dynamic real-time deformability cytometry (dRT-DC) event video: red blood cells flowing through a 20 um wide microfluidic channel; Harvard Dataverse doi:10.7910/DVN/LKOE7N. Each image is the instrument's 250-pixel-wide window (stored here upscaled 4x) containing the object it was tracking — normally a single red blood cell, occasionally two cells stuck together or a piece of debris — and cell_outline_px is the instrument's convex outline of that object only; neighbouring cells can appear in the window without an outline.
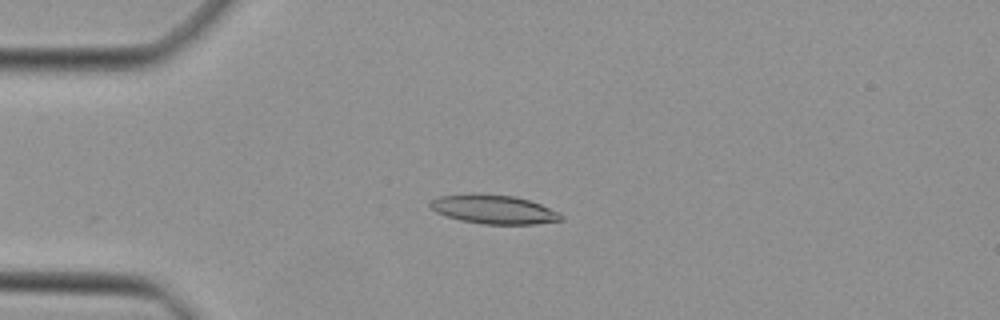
{"species": "Egyptian fruit bat (a non-hibernating species)", "species_latin": "Rousettus aegyptiacus", "temperature_condition": "cold", "stored_images_in_passage": 41, "camera_frame_rate_fps": 3000, "um_per_image_px": 0.085, "animal": {"sex": "female"}, "frame": {"image": 1, "passage_image": 11, "time_ms": 3.333, "image_size_px": [1000, 320], "cell_outline_px": [[564, 220], [536, 224], [480, 224], [460, 220], [436, 212], [428, 204], [432, 200], [440, 196], [472, 192], [476, 192], [516, 196], [540, 204], [560, 212], [564, 216]], "centroid_in_image_um": [41.99, 17.78], "position_along_channel_um": 43.0, "area_um2": 22.43}}
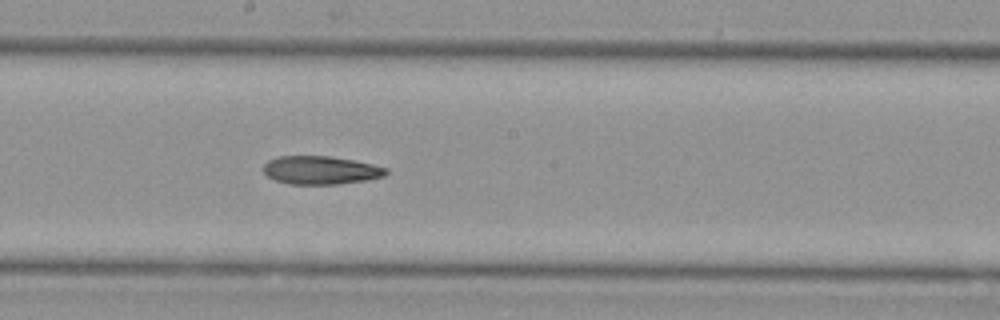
{"frame": {"image": 2, "passage_image": 25, "time_ms": 8.0, "image_size_px": [1000, 320], "cell_outline_px": [[388, 172], [384, 176], [368, 180], [336, 184], [288, 184], [276, 180], [268, 176], [264, 172], [264, 164], [268, 160], [280, 156], [328, 156], [352, 160], [372, 164], [388, 168]], "centroid_in_image_um": [27.27, 14.47], "position_along_channel_um": 220.9, "area_um2": 20.11}}
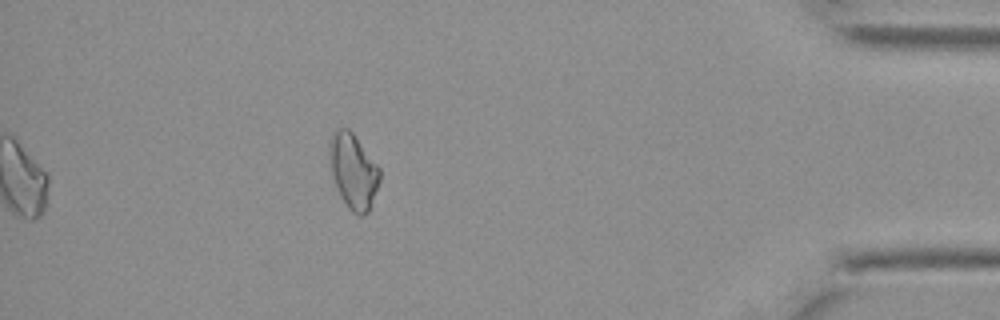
{"frame": {"image": 3, "passage_image": 41, "time_ms": 13.333, "image_size_px": [1000, 320], "cell_outline_px": [[380, 180], [368, 212], [364, 216], [360, 216], [352, 212], [348, 208], [340, 196], [332, 176], [328, 152], [328, 140], [332, 132], [336, 128], [348, 128], [352, 132], [380, 168]], "centroid_in_image_um": [30.0, 14.52], "position_along_channel_um": 405.2, "area_um2": 22.14}}